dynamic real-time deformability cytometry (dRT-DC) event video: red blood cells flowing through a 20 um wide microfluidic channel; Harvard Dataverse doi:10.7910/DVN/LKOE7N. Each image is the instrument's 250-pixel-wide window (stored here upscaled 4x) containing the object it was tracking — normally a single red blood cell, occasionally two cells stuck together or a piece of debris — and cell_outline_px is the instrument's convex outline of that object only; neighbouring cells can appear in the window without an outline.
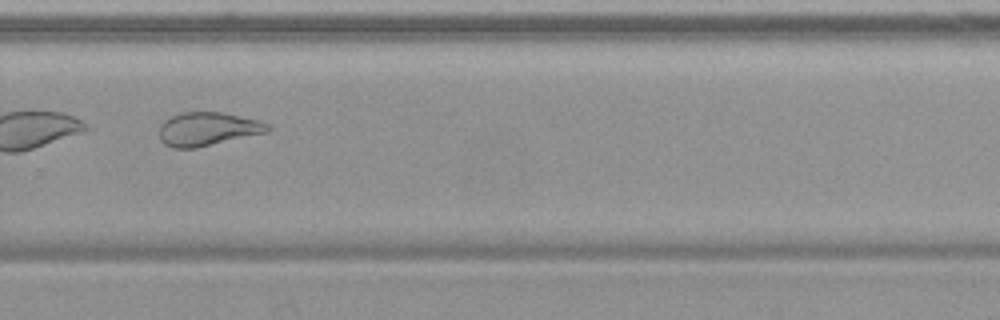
{"species": "common noctule bat (a hibernating species)", "species_latin": "Nyctalus noctula", "temperature_condition": "warm", "stored_images_in_passage": 52, "camera_frame_rate_fps": 3000, "um_per_image_px": 0.085, "animal": {"sex": "female", "body_mass_g": 19.9}, "frame": {"image": 1, "passage_image": 37, "time_ms": 12.0, "image_size_px": [1000, 320], "cell_outline_px": [[272, 128], [268, 132], [196, 148], [172, 148], [164, 144], [160, 140], [160, 124], [164, 120], [180, 112], [220, 112], [256, 120], [268, 124]], "centroid_in_image_um": [17.62, 10.97], "position_along_channel_um": 312.2, "area_um2": 21.1}}